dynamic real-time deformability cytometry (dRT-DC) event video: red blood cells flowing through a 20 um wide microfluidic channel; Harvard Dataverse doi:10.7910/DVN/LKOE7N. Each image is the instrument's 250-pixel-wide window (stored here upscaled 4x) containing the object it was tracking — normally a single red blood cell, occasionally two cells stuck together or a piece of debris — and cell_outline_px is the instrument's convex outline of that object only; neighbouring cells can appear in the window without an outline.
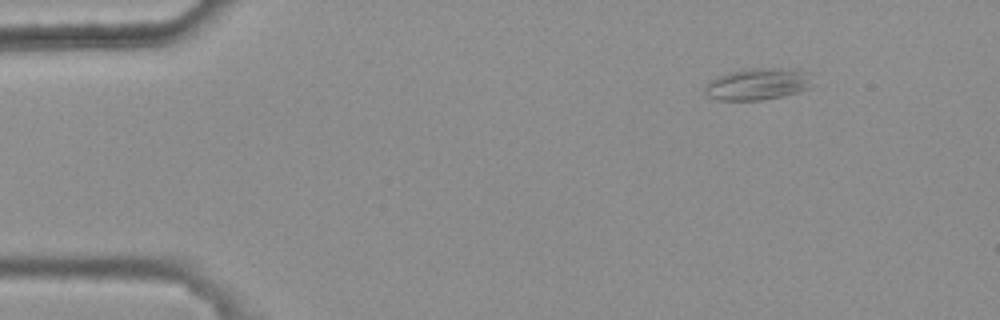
{"species": "common noctule bat (a hibernating species)", "species_latin": "Nyctalus noctula", "temperature_condition": "warm", "stored_images_in_passage": 4, "segment_of_instrument_passage": [2, 2], "camera_frame_rate_fps": 3000, "um_per_image_px": 0.085, "animal": {"sex": "female", "body_mass_g": 25.1}, "frame": {"image": 1, "passage_image": 4, "time_ms": 1.0, "image_size_px": [1000, 320], "cell_outline_px": [[816, 84], [808, 88], [796, 92], [780, 96], [760, 100], [716, 100], [708, 96], [704, 92], [704, 88], [708, 80], [716, 76], [728, 72], [744, 68], [792, 68], [816, 72]], "centroid_in_image_um": [64.5, 7.1], "position_along_channel_um": 20.5, "area_um2": 20.81}}